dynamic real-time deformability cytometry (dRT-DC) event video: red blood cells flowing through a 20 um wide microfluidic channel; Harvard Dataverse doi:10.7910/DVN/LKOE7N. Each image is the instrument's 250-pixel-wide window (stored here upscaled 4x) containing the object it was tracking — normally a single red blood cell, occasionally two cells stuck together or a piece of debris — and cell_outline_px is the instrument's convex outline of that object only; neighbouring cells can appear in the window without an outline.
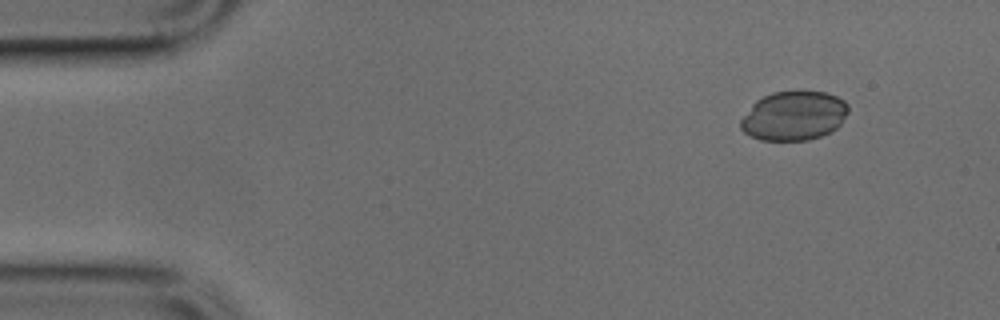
{"species": "common noctule bat (a hibernating species)", "species_latin": "Nyctalus noctula", "temperature_condition": "cold", "stored_images_in_passage": 8, "camera_frame_rate_fps": 3000, "um_per_image_px": 0.085, "animal": {"sex": "male", "body_mass_g": 17.9, "forearm_length_mm": 54.2}, "frame": {"image": 1, "passage_image": 1, "time_ms": 0.0, "image_size_px": [1000, 320], "cell_outline_px": [[848, 112], [840, 124], [832, 132], [808, 140], [760, 140], [744, 132], [740, 128], [740, 120], [752, 104], [756, 100], [772, 92], [796, 88], [824, 92], [836, 96], [844, 100], [848, 104]], "centroid_in_image_um": [67.48, 9.8], "position_along_channel_um": 17.5, "area_um2": 31.5}}